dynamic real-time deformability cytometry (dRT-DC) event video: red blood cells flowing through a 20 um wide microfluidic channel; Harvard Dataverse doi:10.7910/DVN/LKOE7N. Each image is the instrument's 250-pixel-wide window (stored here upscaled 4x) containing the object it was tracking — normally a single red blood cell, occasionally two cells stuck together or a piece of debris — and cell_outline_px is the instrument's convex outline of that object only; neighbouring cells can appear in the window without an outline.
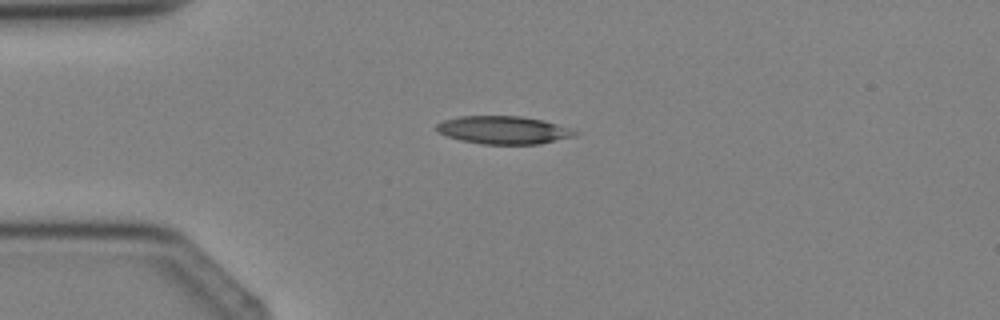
{"species": "Egyptian fruit bat (a non-hibernating species)", "species_latin": "Rousettus aegyptiacus", "temperature_condition": "cold", "stored_images_in_passage": 2, "camera_frame_rate_fps": 3000, "um_per_image_px": 0.085, "animal": {"sex": "female"}, "frame": {"image": 1, "passage_image": 1, "time_ms": 0.0, "image_size_px": [1000, 320], "cell_outline_px": [[580, 132], [576, 136], [540, 144], [480, 144], [460, 140], [436, 132], [436, 124], [444, 120], [460, 116], [520, 116], [544, 120], [572, 128]], "centroid_in_image_um": [42.83, 11.05], "position_along_channel_um": 42.2, "area_um2": 22.77}}